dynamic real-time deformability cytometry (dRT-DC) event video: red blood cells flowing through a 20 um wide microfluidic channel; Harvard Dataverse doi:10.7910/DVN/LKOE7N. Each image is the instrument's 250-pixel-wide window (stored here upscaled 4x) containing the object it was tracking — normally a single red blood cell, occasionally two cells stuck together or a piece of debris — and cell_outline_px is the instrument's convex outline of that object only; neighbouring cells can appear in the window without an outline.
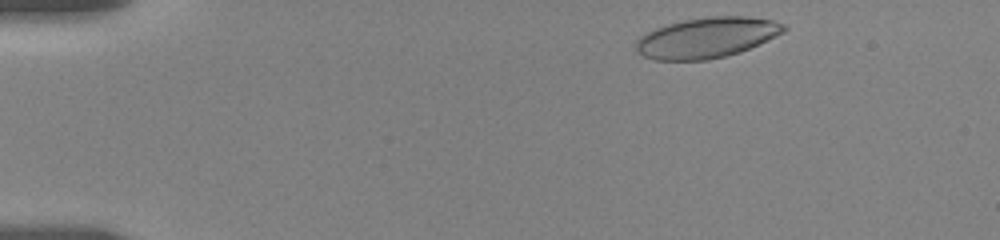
{"species": "human", "species_latin": "Homo sapiens", "temperature_condition": "room temperature", "stored_images_in_passage": 25, "camera_frame_rate_fps": 3000, "um_per_image_px": 0.085, "donor": {"sex": "female"}, "frame": {"image": 1, "passage_image": 3, "time_ms": 0.333, "image_size_px": [1000, 240], "cell_outline_px": [[788, 28], [784, 32], [776, 36], [740, 52], [708, 60], [656, 60], [644, 56], [636, 52], [636, 40], [640, 36], [656, 28], [668, 24], [684, 20], [708, 16], [748, 16], [772, 20], [784, 24]], "centroid_in_image_um": [60.08, 3.2], "position_along_channel_um": 24.9, "area_um2": 34.8}}
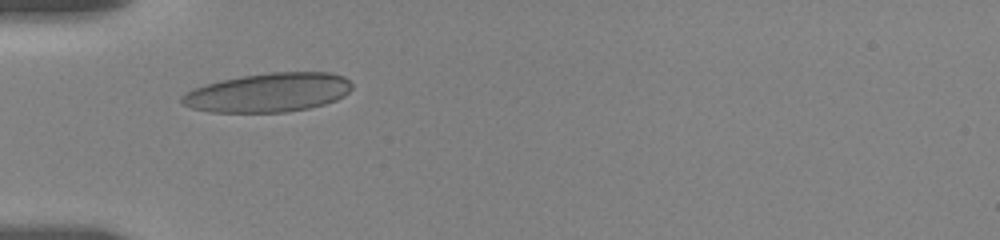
{"frame": {"image": 2, "passage_image": 22, "time_ms": 3.667, "image_size_px": [1000, 240], "cell_outline_px": [[352, 88], [344, 96], [336, 100], [324, 104], [308, 108], [284, 112], [212, 112], [192, 108], [180, 104], [180, 96], [184, 92], [192, 88], [204, 84], [220, 80], [240, 76], [268, 72], [332, 72], [344, 76], [352, 84]], "centroid_in_image_um": [22.77, 7.85], "position_along_channel_um": 62.2, "area_um2": 39.07}}
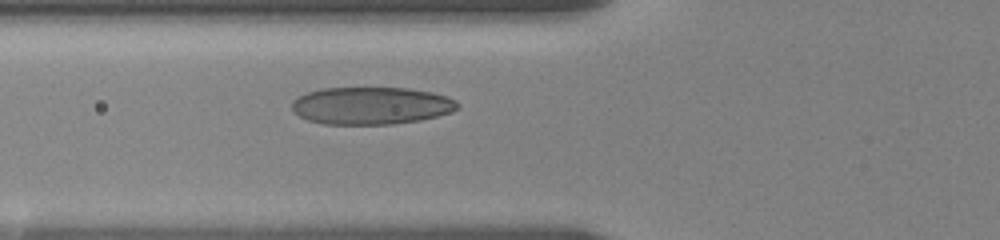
{"frame": {"image": 3, "passage_image": 25, "time_ms": 4.667, "image_size_px": [1000, 240], "cell_outline_px": [[460, 108], [452, 112], [420, 120], [392, 124], [324, 124], [308, 120], [300, 116], [292, 108], [292, 100], [308, 92], [324, 88], [408, 88], [432, 92], [456, 100], [460, 104]], "centroid_in_image_um": [31.58, 8.98], "position_along_channel_um": 94.2, "area_um2": 36.07}}